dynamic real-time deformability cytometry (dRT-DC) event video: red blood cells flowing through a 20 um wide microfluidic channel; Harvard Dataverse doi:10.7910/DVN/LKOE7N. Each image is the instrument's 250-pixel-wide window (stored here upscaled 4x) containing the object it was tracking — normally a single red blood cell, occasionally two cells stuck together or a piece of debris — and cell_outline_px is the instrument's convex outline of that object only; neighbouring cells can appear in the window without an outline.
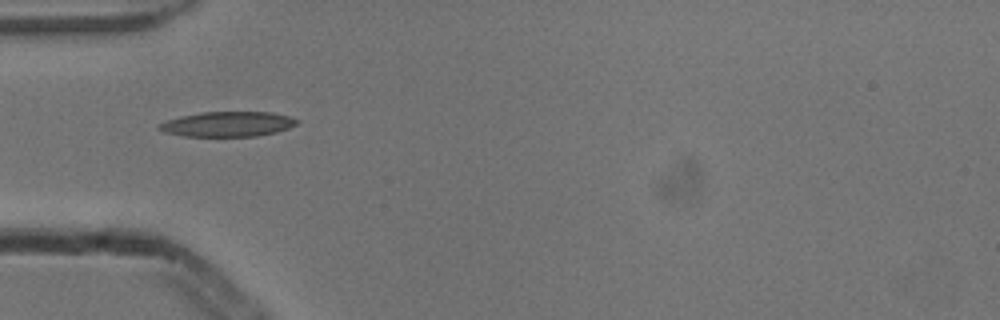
{"species": "common noctule bat (a hibernating species)", "species_latin": "Nyctalus noctula", "temperature_condition": "cold", "stored_images_in_passage": 4, "camera_frame_rate_fps": 3000, "um_per_image_px": 0.085, "animal": {"sex": "male", "body_mass_g": 13.3}, "frame": {"image": 1, "passage_image": 1, "time_ms": 0.0, "image_size_px": [1000, 320], "cell_outline_px": [[300, 120], [296, 124], [288, 128], [276, 132], [256, 136], [184, 136], [164, 132], [156, 128], [156, 124], [180, 116], [200, 112], [272, 112], [288, 116]], "centroid_in_image_um": [19.32, 10.54], "position_along_channel_um": 65.7, "area_um2": 20.11}}
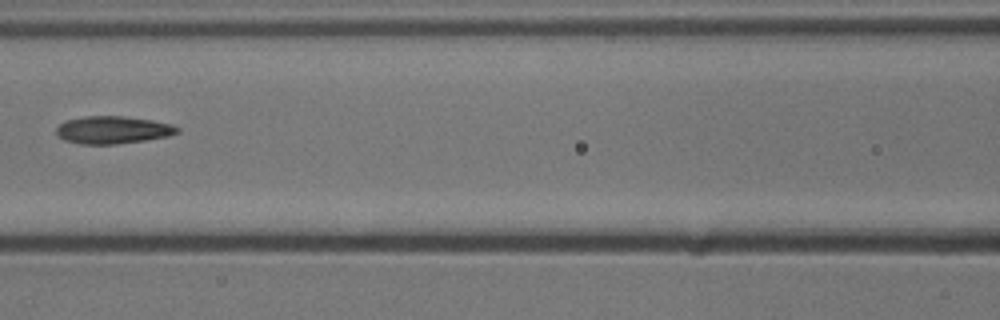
{"frame": {"image": 2, "passage_image": 3, "time_ms": 0.667, "image_size_px": [1000, 320], "cell_outline_px": [[180, 132], [168, 136], [144, 140], [116, 144], [80, 144], [64, 140], [56, 136], [56, 128], [60, 124], [68, 120], [84, 116], [124, 116], [152, 120], [172, 124], [180, 128]], "centroid_in_image_um": [9.59, 11.04], "position_along_channel_um": 157.0, "area_um2": 19.48}}
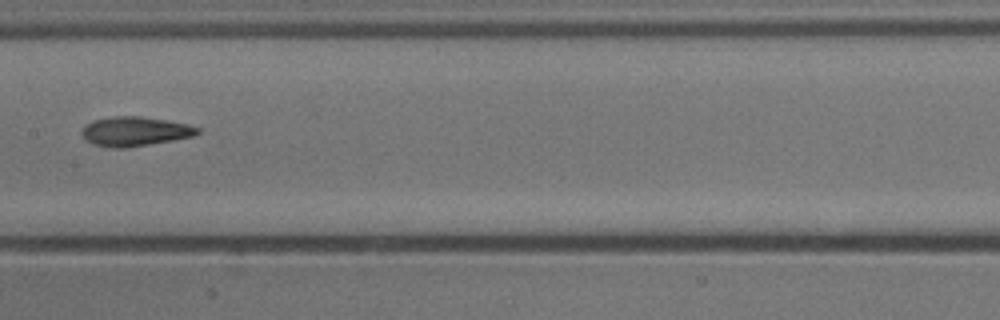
{"frame": {"image": 3, "passage_image": 4, "time_ms": 1.0, "image_size_px": [1000, 320], "cell_outline_px": [[200, 132], [196, 136], [124, 148], [116, 148], [92, 144], [84, 140], [80, 132], [84, 124], [92, 120], [112, 116], [140, 116], [188, 124], [200, 128]], "centroid_in_image_um": [11.42, 11.16], "position_along_channel_um": 196.0, "area_um2": 19.94}}